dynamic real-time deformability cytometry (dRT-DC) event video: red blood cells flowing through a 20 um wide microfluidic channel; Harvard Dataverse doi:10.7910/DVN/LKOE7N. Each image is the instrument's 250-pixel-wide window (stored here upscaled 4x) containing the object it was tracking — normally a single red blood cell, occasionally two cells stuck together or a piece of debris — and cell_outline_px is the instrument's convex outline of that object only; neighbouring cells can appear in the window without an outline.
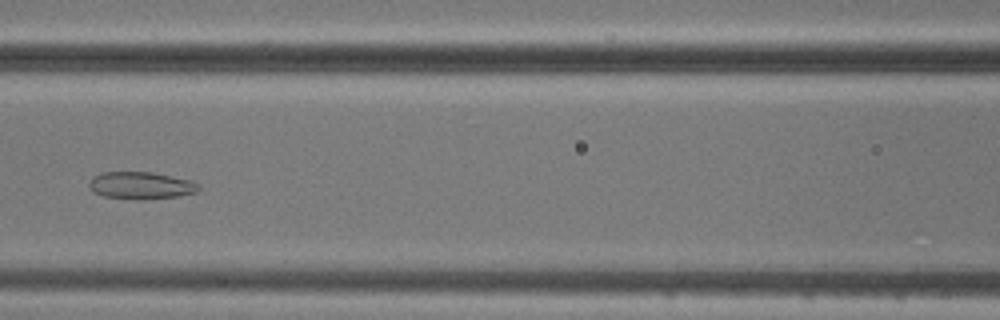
{"species": "common noctule bat (a hibernating species)", "species_latin": "Nyctalus noctula", "temperature_condition": "cold", "stored_images_in_passage": 8, "camera_frame_rate_fps": 3000, "um_per_image_px": 0.085, "animal": {"sex": "male", "body_mass_g": 20.5, "forearm_length_mm": 52.5}, "frame": {"image": 1, "passage_image": 7, "time_ms": 7.0, "image_size_px": [1000, 320], "cell_outline_px": [[200, 188], [196, 192], [180, 196], [144, 200], [136, 200], [104, 196], [92, 192], [88, 188], [88, 184], [92, 176], [100, 172], [152, 172], [192, 180], [200, 184]], "centroid_in_image_um": [11.96, 15.77], "position_along_channel_um": 154.6, "area_um2": 17.8}}
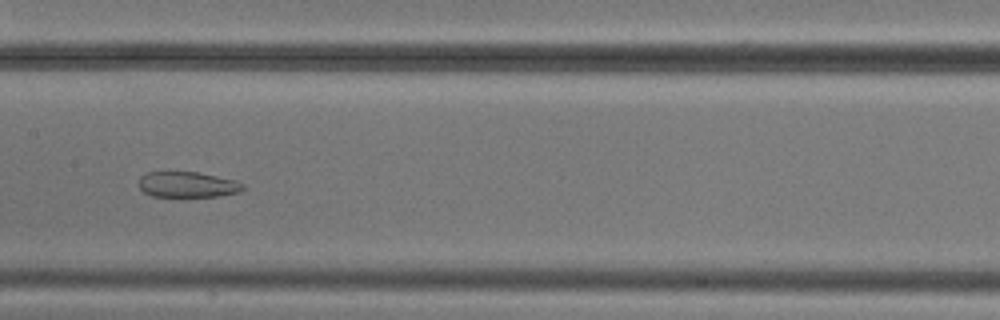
{"frame": {"image": 2, "passage_image": 8, "time_ms": 8.0, "image_size_px": [1000, 320], "cell_outline_px": [[244, 188], [240, 192], [220, 196], [152, 196], [144, 192], [140, 188], [140, 176], [148, 172], [200, 172], [236, 180], [244, 184]], "centroid_in_image_um": [15.98, 15.68], "position_along_channel_um": 191.4, "area_um2": 15.55}}